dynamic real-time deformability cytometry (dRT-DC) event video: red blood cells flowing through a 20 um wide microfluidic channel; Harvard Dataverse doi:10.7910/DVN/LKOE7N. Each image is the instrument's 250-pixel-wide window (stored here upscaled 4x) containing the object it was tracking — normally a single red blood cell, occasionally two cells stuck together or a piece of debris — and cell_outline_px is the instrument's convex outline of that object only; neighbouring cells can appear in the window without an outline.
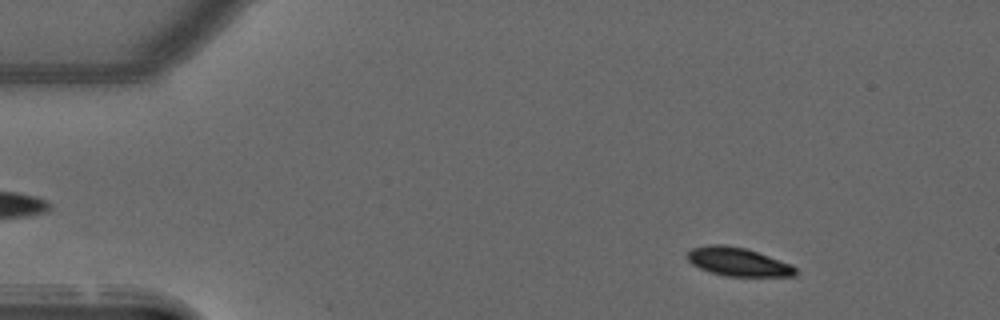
{"species": "common noctule bat (a hibernating species)", "species_latin": "Nyctalus noctula", "temperature_condition": "warm", "stored_images_in_passage": 52, "camera_frame_rate_fps": 3000, "um_per_image_px": 0.085, "animal": {"sex": "male", "forearm_length_mm": 52.5}, "frame": {"image": 1, "passage_image": 7, "time_ms": 2.0, "image_size_px": [1000, 320], "cell_outline_px": [[796, 276], [728, 276], [712, 272], [700, 268], [692, 264], [688, 260], [688, 252], [692, 248], [708, 244], [724, 244], [748, 248], [792, 264], [796, 268]], "centroid_in_image_um": [62.76, 22.23], "position_along_channel_um": 22.2, "area_um2": 18.03}}
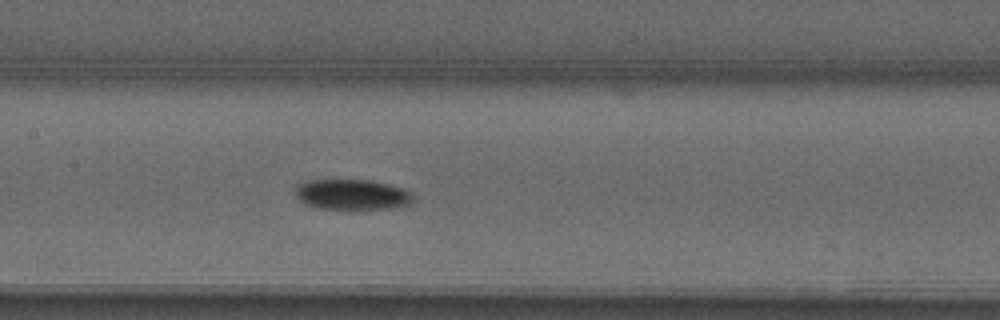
{"frame": {"image": 2, "passage_image": 25, "time_ms": 8.0, "image_size_px": [1000, 320], "cell_outline_px": [[416, 200], [412, 204], [392, 208], [320, 208], [304, 204], [296, 196], [296, 184], [304, 180], [368, 180], [388, 184], [404, 188], [412, 192]], "centroid_in_image_um": [29.96, 16.52], "position_along_channel_um": 177.4, "area_um2": 20.98}}
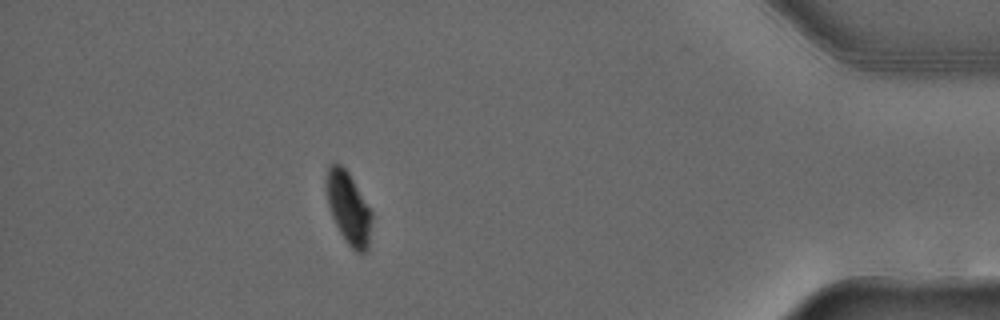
{"frame": {"image": 3, "passage_image": 46, "time_ms": 15.0, "image_size_px": [1000, 320], "cell_outline_px": [[372, 220], [368, 248], [364, 252], [356, 252], [348, 244], [340, 232], [332, 216], [328, 204], [324, 180], [328, 168], [332, 164], [340, 164], [348, 172], [372, 208]], "centroid_in_image_um": [29.63, 17.66], "position_along_channel_um": 405.6, "area_um2": 19.25}, "authors_computed_cell_mechanics": {"area_um2": 20.0855, "velocity_mm_per_s": 3.9758, "shape_relaxation_time_tau1_ms": 7.4525, "shape_relaxation_time_tau2_ms": null, "deformation_change_tau1": 0.1709, "deformation_change_tau2": null}}